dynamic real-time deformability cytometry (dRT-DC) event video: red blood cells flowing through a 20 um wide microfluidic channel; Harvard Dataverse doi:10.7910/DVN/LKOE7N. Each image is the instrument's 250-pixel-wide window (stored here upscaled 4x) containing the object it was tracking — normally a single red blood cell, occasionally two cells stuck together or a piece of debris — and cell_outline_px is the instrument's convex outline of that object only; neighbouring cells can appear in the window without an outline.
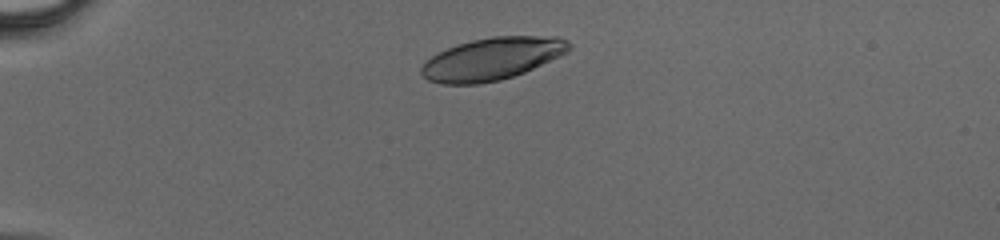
{"species": "human", "species_latin": "Homo sapiens", "temperature_condition": "cold", "stored_images_in_passage": 35, "camera_frame_rate_fps": 3000, "um_per_image_px": 0.085, "donor": {"sex": "male"}, "frame": {"image": 1, "passage_image": 1, "time_ms": 0.0, "image_size_px": [1000, 240], "cell_outline_px": [[572, 48], [568, 52], [560, 56], [524, 72], [500, 80], [476, 84], [444, 84], [428, 80], [420, 72], [420, 68], [432, 56], [456, 44], [472, 40], [492, 36], [560, 36], [568, 40], [572, 44]], "centroid_in_image_um": [41.88, 4.98], "position_along_channel_um": 43.1, "area_um2": 36.41}}
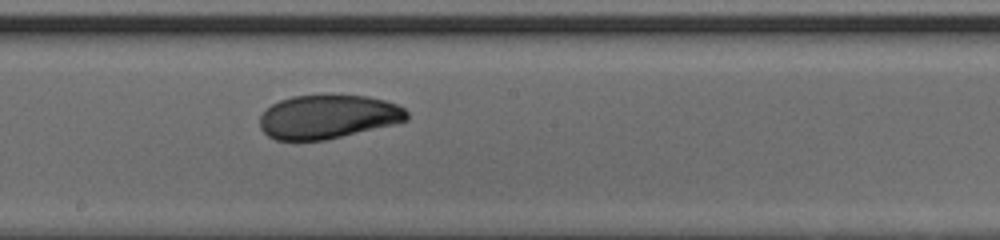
{"frame": {"image": 2, "passage_image": 16, "time_ms": 5.0, "image_size_px": [1000, 240], "cell_outline_px": [[408, 120], [392, 124], [324, 140], [276, 140], [268, 136], [260, 128], [260, 116], [272, 104], [280, 100], [292, 96], [368, 96], [384, 100], [396, 104], [404, 108], [408, 112]], "centroid_in_image_um": [27.86, 9.93], "position_along_channel_um": 220.3, "area_um2": 36.99}}
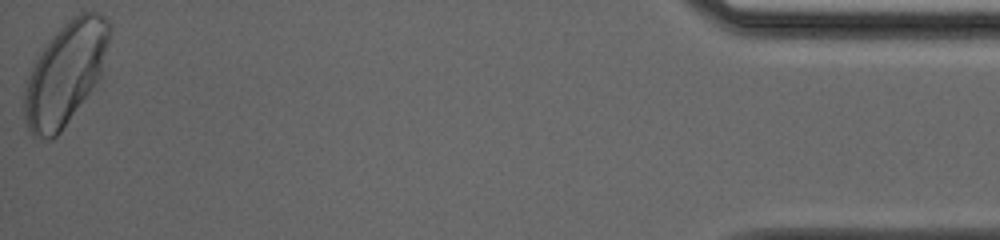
{"frame": {"image": 3, "passage_image": 35, "time_ms": 11.333, "image_size_px": [1000, 240], "cell_outline_px": [[112, 28], [100, 76], [92, 88], [60, 132], [52, 140], [48, 140], [32, 136], [24, 120], [24, 92], [28, 76], [36, 60], [44, 48], [56, 32], [64, 24], [80, 12], [100, 12], [112, 24]], "centroid_in_image_um": [5.56, 6.24], "position_along_channel_um": 429.6, "area_um2": 50.0}}